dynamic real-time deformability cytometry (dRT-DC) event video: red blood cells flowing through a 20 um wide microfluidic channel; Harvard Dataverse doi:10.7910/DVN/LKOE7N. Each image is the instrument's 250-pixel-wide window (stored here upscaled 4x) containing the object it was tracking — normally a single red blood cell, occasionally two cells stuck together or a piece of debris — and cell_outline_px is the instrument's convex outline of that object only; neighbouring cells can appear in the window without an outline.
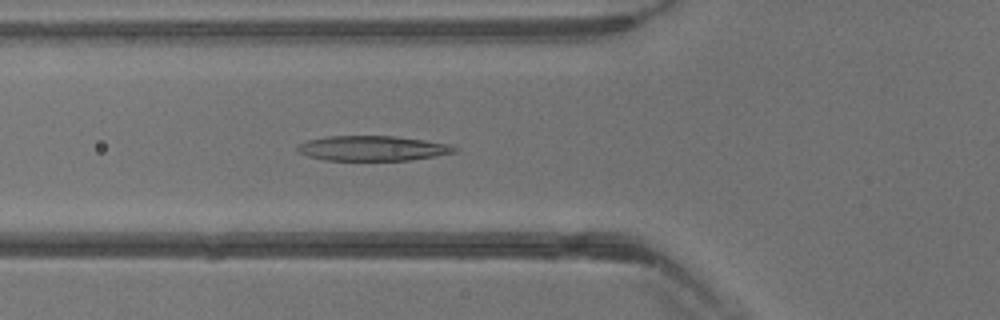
{"species": "common noctule bat (a hibernating species)", "species_latin": "Nyctalus noctula", "temperature_condition": "warm", "stored_images_in_passage": 30, "camera_frame_rate_fps": 3000, "um_per_image_px": 0.085, "animal": {"sex": "male", "body_mass_g": 13.3}, "frame": {"image": 1, "passage_image": 5, "time_ms": 1.333, "image_size_px": [1000, 320], "cell_outline_px": [[460, 148], [456, 152], [436, 156], [408, 160], [324, 160], [308, 156], [300, 152], [296, 148], [296, 144], [308, 140], [328, 136], [392, 136], [424, 140], [448, 144]], "centroid_in_image_um": [31.66, 12.6], "position_along_channel_um": 94.1, "area_um2": 22.83}}
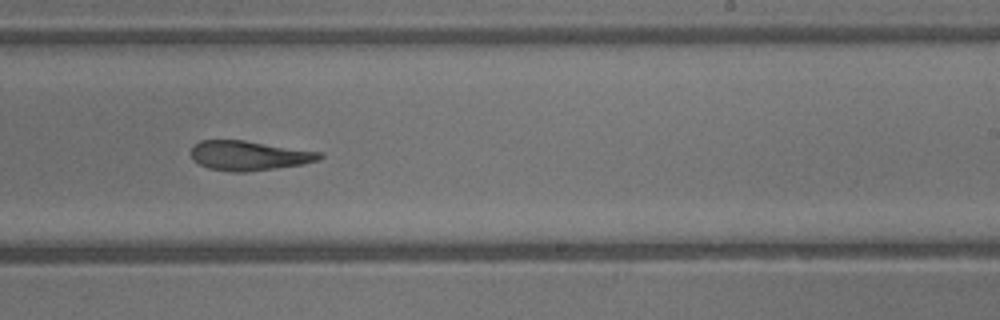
{"frame": {"image": 2, "passage_image": 15, "time_ms": 4.667, "image_size_px": [1000, 320], "cell_outline_px": [[324, 156], [320, 160], [304, 164], [248, 172], [232, 172], [208, 168], [192, 160], [192, 144], [200, 140], [244, 140], [324, 152]], "centroid_in_image_um": [21.2, 13.22], "position_along_channel_um": 267.8, "area_um2": 22.48}}
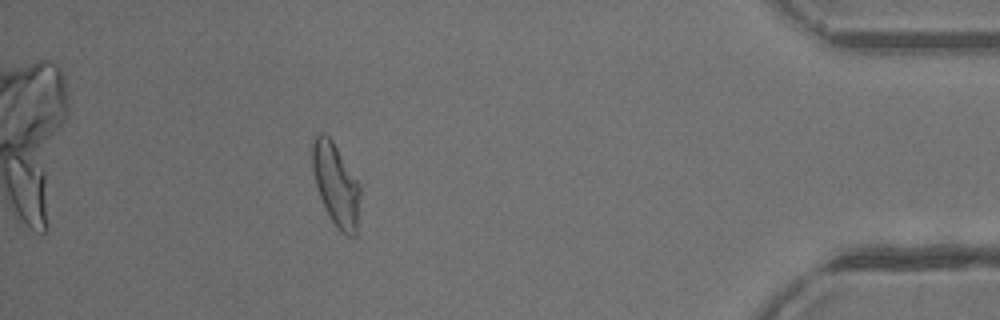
{"frame": {"image": 3, "passage_image": 26, "time_ms": 8.333, "image_size_px": [1000, 320], "cell_outline_px": [[360, 192], [356, 236], [348, 236], [340, 232], [336, 228], [328, 216], [324, 208], [316, 184], [312, 168], [312, 140], [316, 132], [324, 132], [332, 140], [356, 180], [360, 188]], "centroid_in_image_um": [28.52, 15.7], "position_along_channel_um": 406.7, "area_um2": 22.89}}